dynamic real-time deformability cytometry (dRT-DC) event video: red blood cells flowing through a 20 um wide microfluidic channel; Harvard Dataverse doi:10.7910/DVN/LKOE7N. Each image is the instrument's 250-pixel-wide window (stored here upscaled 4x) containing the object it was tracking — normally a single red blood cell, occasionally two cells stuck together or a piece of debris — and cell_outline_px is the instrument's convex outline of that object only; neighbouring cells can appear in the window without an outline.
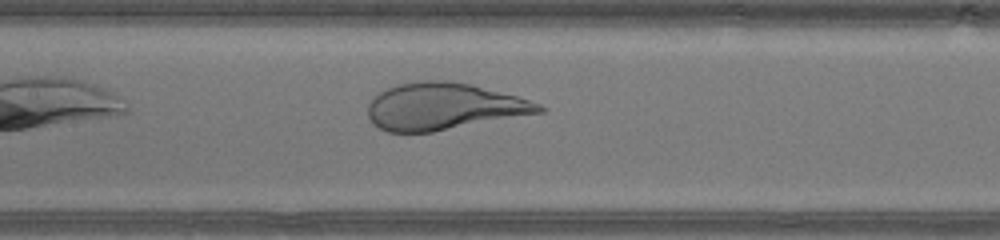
{"species": "human", "species_latin": "Homo sapiens", "temperature_condition": "warm", "stored_images_in_passage": 24, "camera_frame_rate_fps": 3000, "um_per_image_px": 0.085, "donor": {"sex": "male"}, "frame": {"image": 1, "passage_image": 8, "time_ms": 2.333, "image_size_px": [1000, 240], "cell_outline_px": [[544, 112], [432, 132], [388, 132], [372, 124], [368, 116], [368, 104], [380, 92], [388, 88], [400, 84], [420, 80], [448, 80], [472, 84], [516, 96], [540, 104], [544, 108]], "centroid_in_image_um": [37.7, 9.05], "position_along_channel_um": 169.7, "area_um2": 46.53}}
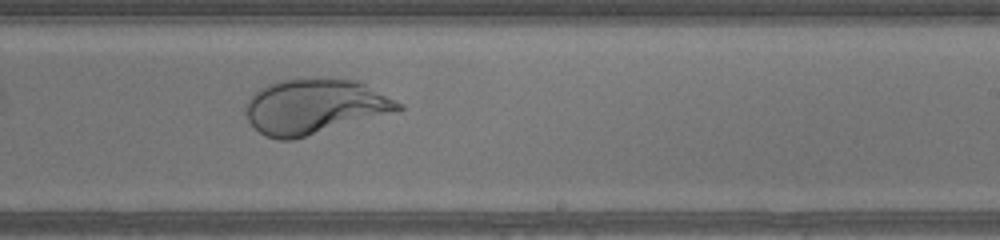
{"frame": {"image": 2, "passage_image": 14, "time_ms": 4.333, "image_size_px": [1000, 240], "cell_outline_px": [[404, 108], [292, 140], [280, 140], [264, 136], [248, 120], [244, 112], [244, 108], [248, 100], [260, 88], [268, 84], [280, 80], [324, 76], [328, 76], [356, 80], [404, 104]], "centroid_in_image_um": [26.69, 9.01], "position_along_channel_um": 262.3, "area_um2": 48.67}}